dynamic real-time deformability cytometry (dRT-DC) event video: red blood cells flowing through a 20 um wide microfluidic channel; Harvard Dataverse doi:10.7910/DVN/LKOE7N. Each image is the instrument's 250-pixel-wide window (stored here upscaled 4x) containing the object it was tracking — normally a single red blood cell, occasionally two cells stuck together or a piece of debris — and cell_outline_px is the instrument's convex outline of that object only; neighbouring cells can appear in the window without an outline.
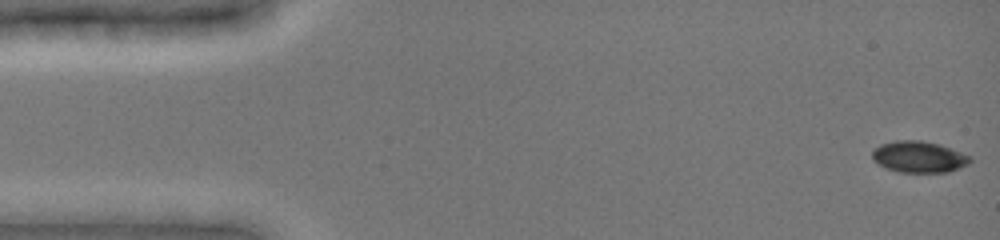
{"species": "common noctule bat (a hibernating species)", "species_latin": "Nyctalus noctula", "temperature_condition": "cold", "stored_images_in_passage": 48, "camera_frame_rate_fps": 3000, "um_per_image_px": 0.085, "animal": {"sex": "female", "body_mass_g": 19.0, "forearm_length_mm": 51.5}, "frame": {"image": 1, "passage_image": 1, "time_ms": 0.0, "image_size_px": [1000, 240], "cell_outline_px": [[972, 160], [968, 164], [948, 172], [900, 172], [888, 168], [872, 160], [872, 152], [880, 144], [896, 140], [920, 140], [940, 144], [972, 156]], "centroid_in_image_um": [78.13, 13.32], "position_along_channel_um": 6.9, "area_um2": 17.86}}
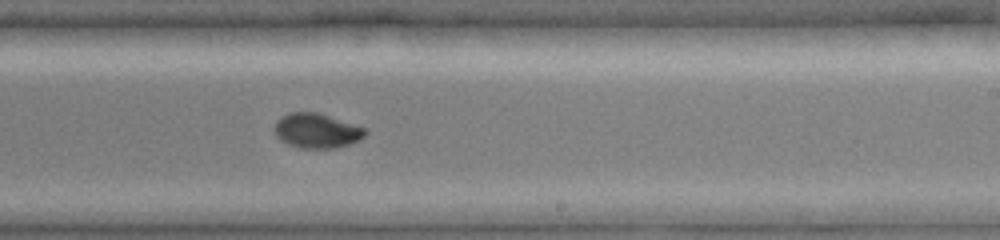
{"frame": {"image": 2, "passage_image": 30, "time_ms": 9.667, "image_size_px": [1000, 240], "cell_outline_px": [[368, 132], [360, 140], [336, 148], [300, 148], [288, 144], [280, 140], [276, 136], [276, 120], [292, 112], [316, 112], [368, 128]], "centroid_in_image_um": [26.97, 11.12], "position_along_channel_um": 262.0, "area_um2": 18.26}}
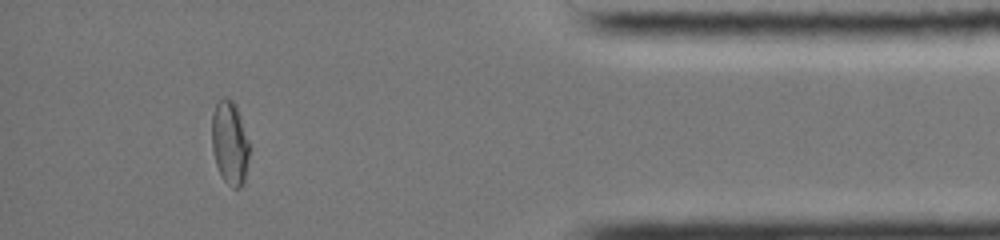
{"frame": {"image": 3, "passage_image": 44, "time_ms": 14.333, "image_size_px": [1000, 240], "cell_outline_px": [[248, 156], [244, 184], [240, 188], [232, 188], [224, 180], [216, 164], [212, 148], [212, 112], [216, 104], [224, 96], [232, 100], [236, 104], [248, 140]], "centroid_in_image_um": [19.52, 12.13], "position_along_channel_um": 415.7, "area_um2": 18.15}, "authors_computed_cell_mechanics": {"area_um2": 18.4093, "velocity_mm_per_s": 3.9344, "shape_relaxation_time_tau1_ms": 4.6017, "shape_relaxation_time_tau2_ms": 1.1494, "deformation_change_tau1": 0.1412, "deformation_change_tau2": 0.0283}}